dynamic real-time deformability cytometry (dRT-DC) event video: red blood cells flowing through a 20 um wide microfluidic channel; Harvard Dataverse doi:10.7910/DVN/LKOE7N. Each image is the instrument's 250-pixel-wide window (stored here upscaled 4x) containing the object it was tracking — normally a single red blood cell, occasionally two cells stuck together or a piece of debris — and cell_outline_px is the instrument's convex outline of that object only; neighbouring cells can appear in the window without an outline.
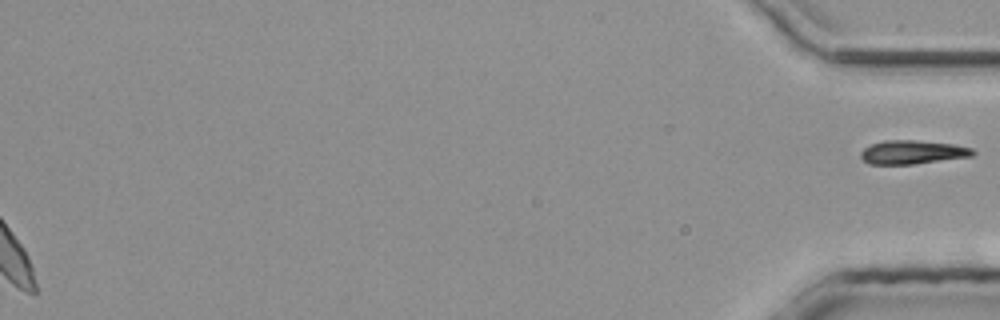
{"species": "common noctule bat (a hibernating species)", "species_latin": "Nyctalus noctula", "temperature_condition": "room temperature", "stored_images_in_passage": 27, "segment_of_instrument_passage": [2, 2], "camera_frame_rate_fps": 3000, "um_per_image_px": 0.085, "animal": {"sex": "male", "body_mass_g": 20.4}, "frame": {"image": 1, "passage_image": 27, "time_ms": 8.667, "image_size_px": [1000, 320], "cell_outline_px": [[976, 152], [972, 156], [912, 164], [868, 164], [860, 156], [860, 152], [864, 148], [872, 144], [884, 140], [916, 140], [956, 144], [972, 148]], "centroid_in_image_um": [77.57, 12.93], "position_along_channel_um": 357.6, "area_um2": 15.49}}